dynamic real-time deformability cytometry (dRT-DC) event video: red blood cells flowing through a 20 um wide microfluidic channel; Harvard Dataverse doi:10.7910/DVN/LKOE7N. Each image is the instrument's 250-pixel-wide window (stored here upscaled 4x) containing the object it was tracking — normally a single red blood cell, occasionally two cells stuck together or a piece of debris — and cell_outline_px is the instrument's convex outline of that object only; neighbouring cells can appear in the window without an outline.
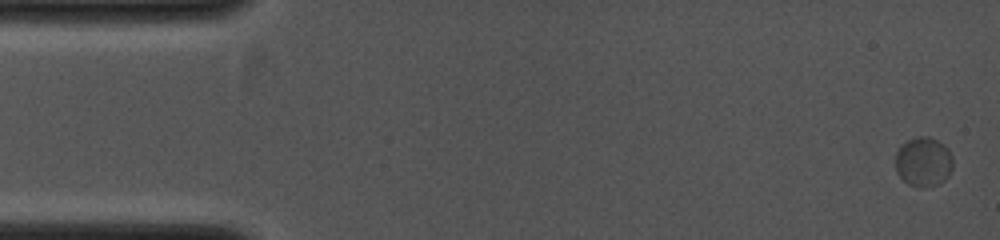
{"species": "common noctule bat (a hibernating species)", "species_latin": "Nyctalus noctula", "temperature_condition": "cold", "stored_images_in_passage": 10, "camera_frame_rate_fps": 4000, "um_per_image_px": 0.085, "animal": {"sex": "female", "body_mass_g": 19.0, "forearm_length_mm": 53.3}, "frame": {"image": 1, "passage_image": 1, "time_ms": 0.0, "image_size_px": [1000, 240], "cell_outline_px": [[952, 168], [948, 176], [940, 184], [924, 188], [920, 188], [908, 184], [896, 172], [896, 152], [908, 140], [916, 136], [928, 136], [944, 144], [948, 148], [952, 156]], "centroid_in_image_um": [78.51, 13.77], "position_along_channel_um": 6.5, "area_um2": 16.65}}
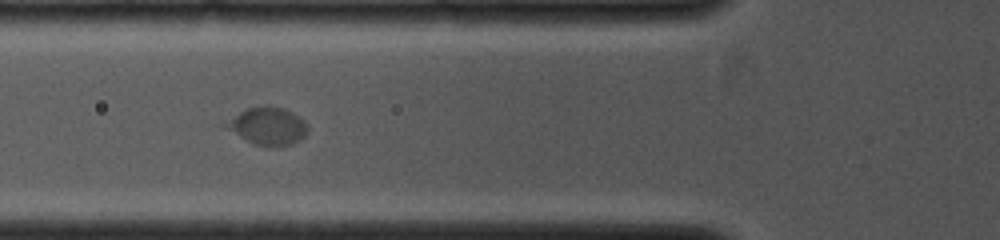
{"frame": {"image": 2, "passage_image": 7, "time_ms": 4.0, "image_size_px": [1000, 240], "cell_outline_px": [[308, 132], [300, 140], [292, 144], [276, 148], [252, 144], [216, 124], [248, 108], [260, 104], [284, 108], [292, 112], [304, 120], [308, 128]], "centroid_in_image_um": [22.67, 10.72], "position_along_channel_um": 103.1, "area_um2": 18.73}}
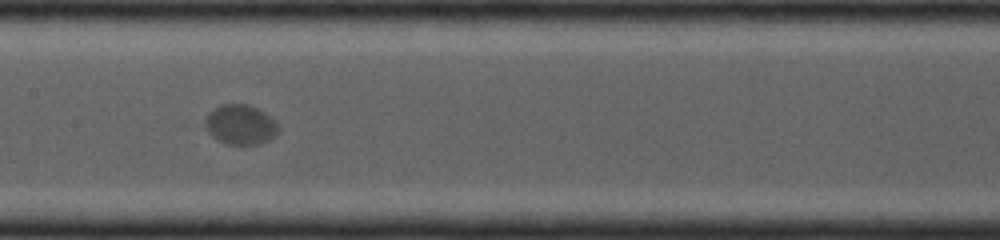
{"frame": {"image": 3, "passage_image": 9, "time_ms": 5.5, "image_size_px": [1000, 240], "cell_outline_px": [[280, 128], [268, 140], [256, 144], [228, 144], [216, 140], [208, 132], [204, 124], [204, 120], [208, 112], [220, 104], [248, 104], [264, 112], [276, 120]], "centroid_in_image_um": [20.4, 10.58], "position_along_channel_um": 187.0, "area_um2": 17.05}}